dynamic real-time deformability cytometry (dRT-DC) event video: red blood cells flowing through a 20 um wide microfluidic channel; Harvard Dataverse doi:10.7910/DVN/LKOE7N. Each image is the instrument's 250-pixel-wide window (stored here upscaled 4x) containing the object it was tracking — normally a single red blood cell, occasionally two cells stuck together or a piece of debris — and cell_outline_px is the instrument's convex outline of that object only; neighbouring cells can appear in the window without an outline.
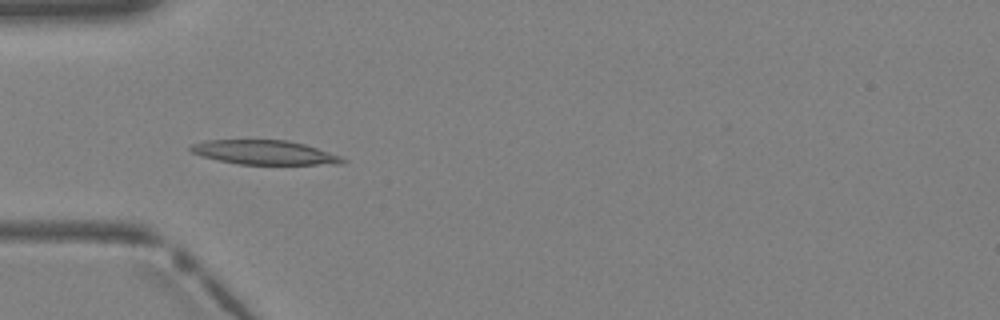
{"species": "Egyptian fruit bat (a non-hibernating species)", "species_latin": "Rousettus aegyptiacus", "temperature_condition": "warm", "stored_images_in_passage": 3, "camera_frame_rate_fps": 3000, "um_per_image_px": 0.085, "animal": {"sex": "female"}, "frame": {"image": 1, "passage_image": 3, "time_ms": 0.667, "image_size_px": [1000, 320], "cell_outline_px": [[348, 160], [340, 164], [240, 164], [220, 160], [204, 156], [192, 152], [188, 148], [192, 144], [204, 140], [288, 140], [304, 144], [340, 156]], "centroid_in_image_um": [22.48, 12.95], "position_along_channel_um": 62.5, "area_um2": 21.15}}